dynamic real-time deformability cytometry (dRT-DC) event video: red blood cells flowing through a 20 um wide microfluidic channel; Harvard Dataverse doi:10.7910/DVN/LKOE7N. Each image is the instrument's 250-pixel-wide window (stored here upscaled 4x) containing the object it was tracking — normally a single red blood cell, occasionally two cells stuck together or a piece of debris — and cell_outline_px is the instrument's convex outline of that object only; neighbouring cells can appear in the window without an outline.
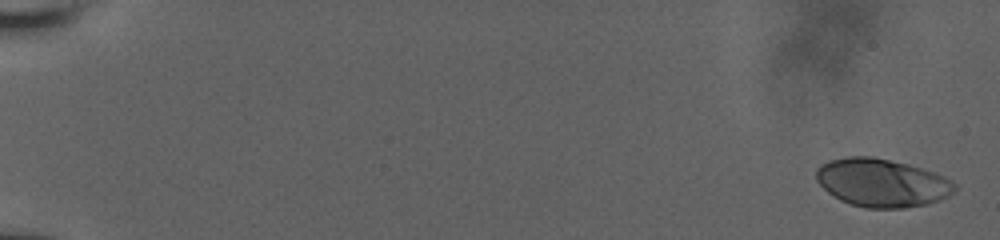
{"species": "human", "species_latin": "Homo sapiens", "temperature_condition": "room temperature", "stored_images_in_passage": 42, "camera_frame_rate_fps": 3000, "um_per_image_px": 0.085, "donor": {"sex": "male"}, "frame": {"image": 1, "passage_image": 1, "time_ms": 0.0, "image_size_px": [1000, 240], "cell_outline_px": [[956, 192], [940, 200], [924, 204], [904, 208], [868, 208], [852, 204], [840, 200], [828, 192], [816, 180], [816, 168], [820, 164], [832, 160], [848, 156], [872, 156], [908, 164], [944, 176], [952, 180], [956, 184]], "centroid_in_image_um": [74.97, 15.53], "position_along_channel_um": 10.0, "area_um2": 38.78}}
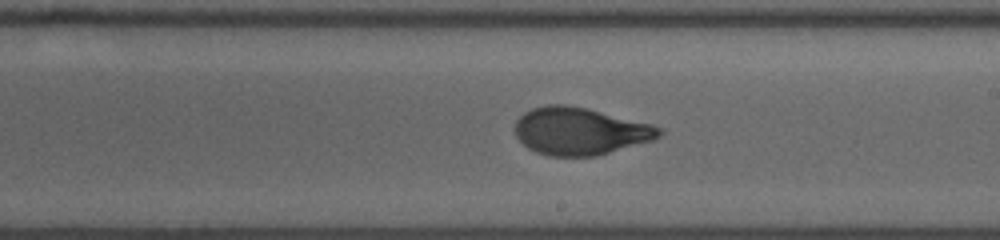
{"frame": {"image": 2, "passage_image": 24, "time_ms": 11.333, "image_size_px": [1000, 240], "cell_outline_px": [[664, 132], [660, 136], [652, 140], [596, 156], [548, 156], [536, 152], [528, 148], [516, 136], [516, 120], [524, 112], [532, 108], [548, 104], [564, 104], [588, 108], [652, 124], [664, 128]], "centroid_in_image_um": [49.31, 11.14], "position_along_channel_um": 239.7, "area_um2": 39.88}}
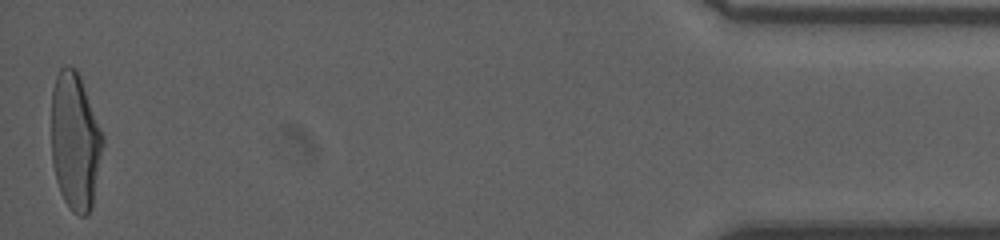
{"frame": {"image": 3, "passage_image": 42, "time_ms": 18.333, "image_size_px": [1000, 240], "cell_outline_px": [[104, 144], [92, 208], [84, 216], [80, 216], [72, 212], [64, 200], [60, 192], [56, 180], [52, 164], [52, 88], [56, 76], [60, 68], [64, 64], [68, 64], [76, 68], [80, 76], [104, 136]], "centroid_in_image_um": [6.39, 12.0], "position_along_channel_um": 428.8, "area_um2": 41.56}, "authors_computed_cell_mechanics": {"area_um2": 39.5352, "velocity_mm_per_s": 3.8676, "shape_relaxation_time_tau1_ms": 5.0376, "shape_relaxation_time_tau2_ms": null, "deformation_change_tau1": 0.1949, "deformation_change_tau2": null}}